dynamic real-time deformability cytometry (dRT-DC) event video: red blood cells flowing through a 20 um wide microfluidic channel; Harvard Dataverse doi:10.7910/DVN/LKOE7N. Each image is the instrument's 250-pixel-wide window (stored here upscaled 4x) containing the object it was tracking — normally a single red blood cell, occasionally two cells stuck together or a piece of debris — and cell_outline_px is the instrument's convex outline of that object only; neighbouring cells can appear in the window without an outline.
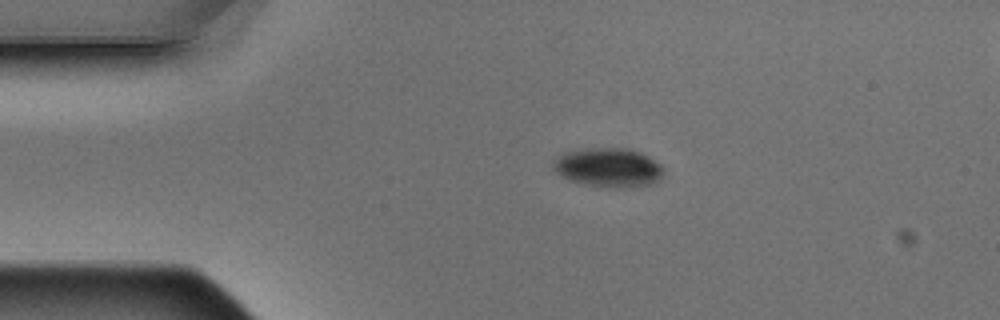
{"species": "Egyptian fruit bat (a non-hibernating species)", "species_latin": "Rousettus aegyptiacus", "temperature_condition": "warm", "stored_images_in_passage": 4, "segment_of_instrument_passage": [1, 2], "camera_frame_rate_fps": 3000, "um_per_image_px": 0.085, "animal": {"sex": "male"}, "frame": {"image": 1, "passage_image": 2, "time_ms": 0.333, "image_size_px": [1000, 320], "cell_outline_px": [[664, 172], [652, 184], [628, 188], [612, 188], [584, 184], [572, 180], [556, 172], [552, 168], [552, 160], [564, 152], [592, 148], [628, 148], [640, 152], [648, 156], [660, 164], [664, 168]], "centroid_in_image_um": [51.72, 14.24], "position_along_channel_um": 33.3, "area_um2": 25.14}}